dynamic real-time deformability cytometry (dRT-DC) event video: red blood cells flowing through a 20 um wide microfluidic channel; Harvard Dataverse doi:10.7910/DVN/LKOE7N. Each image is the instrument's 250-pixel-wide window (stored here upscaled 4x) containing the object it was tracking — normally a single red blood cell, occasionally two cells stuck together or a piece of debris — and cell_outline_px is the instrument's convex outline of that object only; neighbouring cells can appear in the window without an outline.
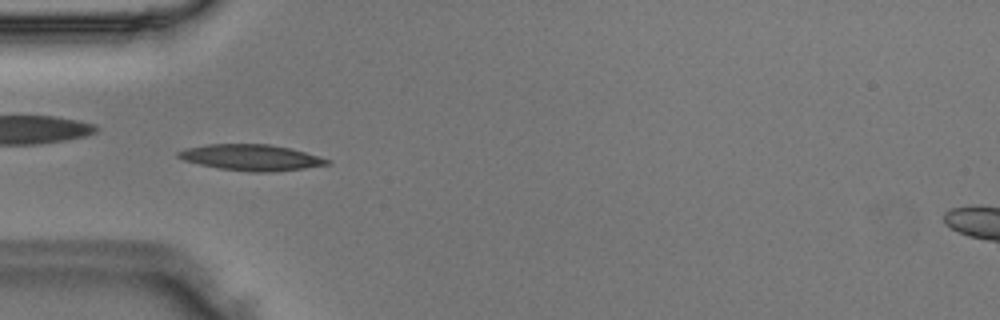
{"species": "Egyptian fruit bat (a non-hibernating species)", "species_latin": "Rousettus aegyptiacus", "temperature_condition": "room temperature", "stored_images_in_passage": 47, "camera_frame_rate_fps": 3000, "um_per_image_px": 0.085, "animal": {"sex": "male"}, "frame": {"image": 1, "passage_image": 14, "time_ms": 4.333, "image_size_px": [1000, 320], "cell_outline_px": [[332, 164], [304, 168], [268, 172], [252, 172], [220, 168], [200, 164], [184, 160], [176, 156], [176, 152], [188, 148], [208, 144], [268, 144], [292, 148], [320, 156], [332, 160]], "centroid_in_image_um": [21.41, 13.38], "position_along_channel_um": 63.6, "area_um2": 22.54}}
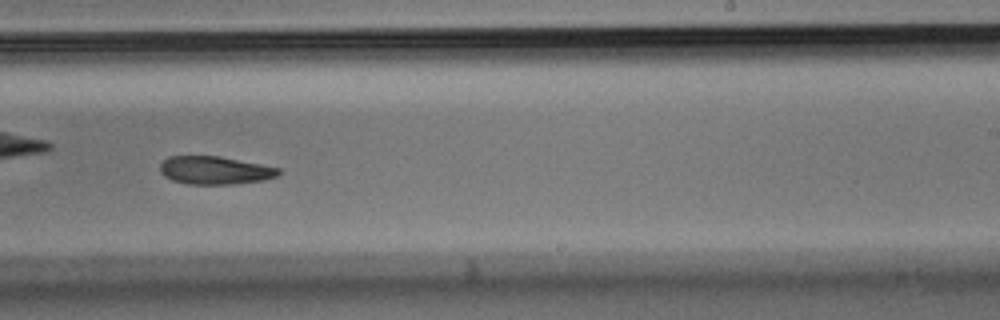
{"frame": {"image": 2, "passage_image": 29, "time_ms": 9.333, "image_size_px": [1000, 320], "cell_outline_px": [[280, 172], [276, 176], [264, 180], [236, 184], [188, 184], [172, 180], [164, 176], [160, 172], [160, 164], [168, 156], [220, 156], [280, 168]], "centroid_in_image_um": [18.25, 14.48], "position_along_channel_um": 270.8, "area_um2": 19.36}}
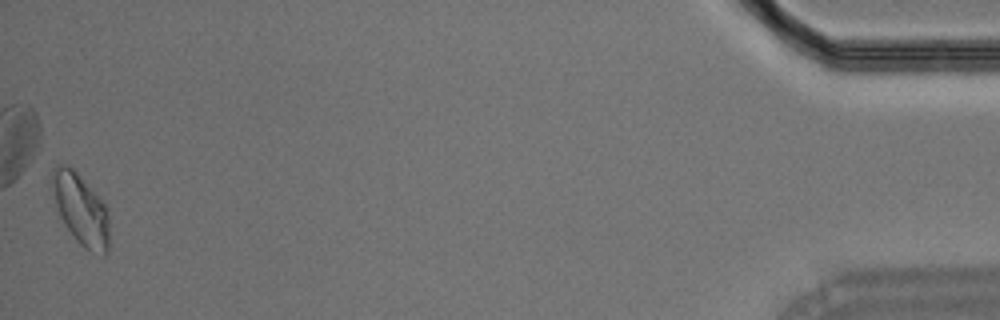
{"frame": {"image": 3, "passage_image": 47, "time_ms": 15.333, "image_size_px": [1000, 320], "cell_outline_px": [[108, 252], [104, 256], [92, 252], [84, 248], [76, 240], [64, 224], [60, 216], [48, 188], [52, 168], [56, 164], [64, 164], [72, 168], [76, 172], [104, 204], [108, 216]], "centroid_in_image_um": [6.79, 17.78], "position_along_channel_um": 428.4, "area_um2": 23.87}}